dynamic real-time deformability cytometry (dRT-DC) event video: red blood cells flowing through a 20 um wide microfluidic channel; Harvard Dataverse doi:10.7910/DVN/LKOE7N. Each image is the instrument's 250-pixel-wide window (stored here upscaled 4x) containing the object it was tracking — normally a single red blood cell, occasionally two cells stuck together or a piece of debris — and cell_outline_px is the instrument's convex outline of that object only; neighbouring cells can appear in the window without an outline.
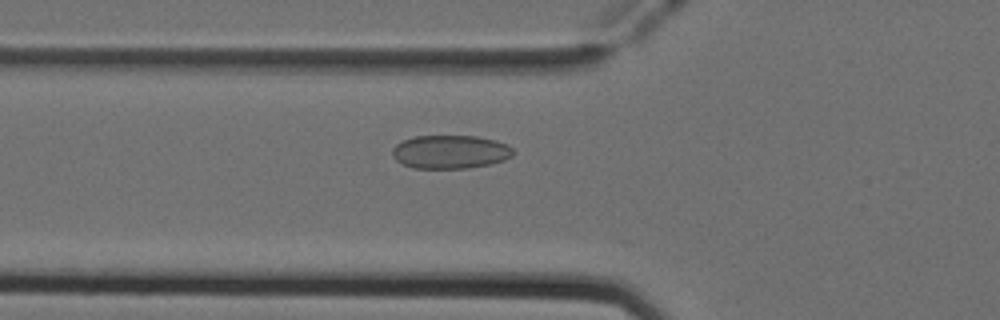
{"species": "Egyptian fruit bat (a non-hibernating species)", "species_latin": "Rousettus aegyptiacus", "temperature_condition": "cold", "stored_images_in_passage": 11, "camera_frame_rate_fps": 3000, "um_per_image_px": 0.085, "animal": {"sex": "female"}, "frame": {"image": 1, "passage_image": 3, "time_ms": 0.667, "image_size_px": [1000, 320], "cell_outline_px": [[516, 152], [512, 156], [504, 160], [488, 164], [468, 168], [412, 168], [396, 160], [392, 156], [392, 148], [396, 144], [404, 140], [416, 136], [476, 136], [496, 140], [508, 144]], "centroid_in_image_um": [38.29, 12.9], "position_along_channel_um": 87.5, "area_um2": 23.64}}
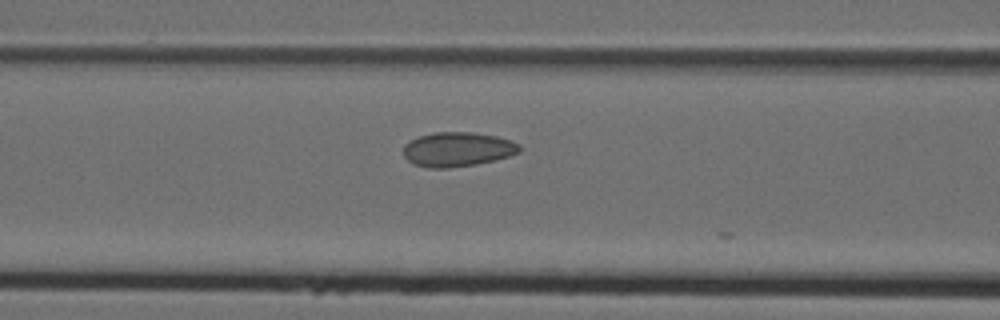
{"frame": {"image": 2, "passage_image": 6, "time_ms": 1.667, "image_size_px": [1000, 320], "cell_outline_px": [[520, 152], [508, 156], [476, 164], [448, 168], [428, 168], [412, 164], [404, 156], [404, 144], [420, 136], [436, 132], [472, 132], [496, 136], [520, 144]], "centroid_in_image_um": [38.87, 12.7], "position_along_channel_um": 127.7, "area_um2": 23.12}}
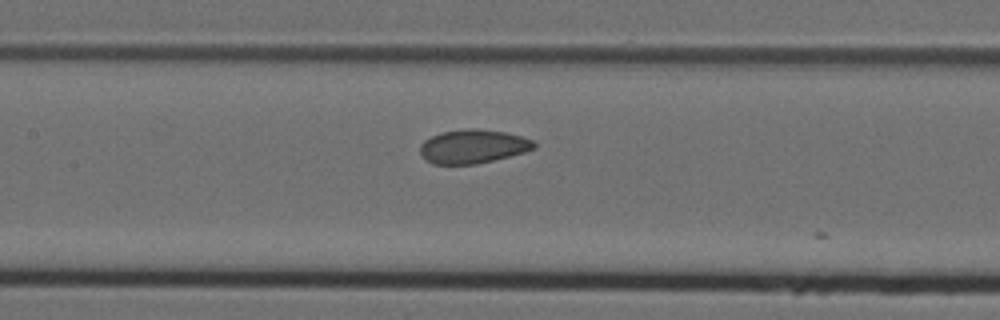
{"frame": {"image": 3, "passage_image": 9, "time_ms": 2.667, "image_size_px": [1000, 320], "cell_outline_px": [[536, 148], [524, 152], [476, 164], [432, 164], [424, 160], [420, 152], [420, 144], [424, 140], [440, 132], [468, 128], [472, 128], [504, 132], [520, 136], [532, 140], [536, 144]], "centroid_in_image_um": [40.16, 12.45], "position_along_channel_um": 167.2, "area_um2": 22.37}}